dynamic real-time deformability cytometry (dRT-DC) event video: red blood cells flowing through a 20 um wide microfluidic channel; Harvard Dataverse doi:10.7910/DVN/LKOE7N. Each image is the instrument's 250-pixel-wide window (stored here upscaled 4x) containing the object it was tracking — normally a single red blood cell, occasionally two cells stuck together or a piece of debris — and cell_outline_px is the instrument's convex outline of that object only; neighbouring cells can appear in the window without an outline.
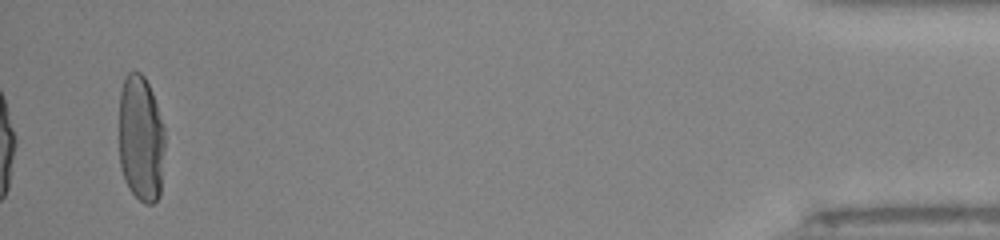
{"species": "human", "species_latin": "Homo sapiens", "temperature_condition": "room temperature", "stored_images_in_passage": 36, "camera_frame_rate_fps": 3000, "um_per_image_px": 0.085, "donor": {"sex": "male"}, "frame": {"image": 1, "passage_image": 36, "time_ms": 11.667, "image_size_px": [1000, 240], "cell_outline_px": [[164, 148], [160, 196], [152, 204], [144, 204], [128, 188], [124, 180], [120, 168], [120, 92], [124, 76], [128, 72], [140, 72], [144, 76], [152, 92], [164, 128]], "centroid_in_image_um": [11.97, 11.8], "position_along_channel_um": 423.2, "area_um2": 33.99}, "authors_computed_cell_mechanics": {"area_um2": 35.9805, "velocity_mm_per_s": 4.0105, "shape_relaxation_time_tau1_ms": 4.1416, "shape_relaxation_time_tau2_ms": null, "deformation_change_tau1": 0.2144, "deformation_change_tau2": null}}